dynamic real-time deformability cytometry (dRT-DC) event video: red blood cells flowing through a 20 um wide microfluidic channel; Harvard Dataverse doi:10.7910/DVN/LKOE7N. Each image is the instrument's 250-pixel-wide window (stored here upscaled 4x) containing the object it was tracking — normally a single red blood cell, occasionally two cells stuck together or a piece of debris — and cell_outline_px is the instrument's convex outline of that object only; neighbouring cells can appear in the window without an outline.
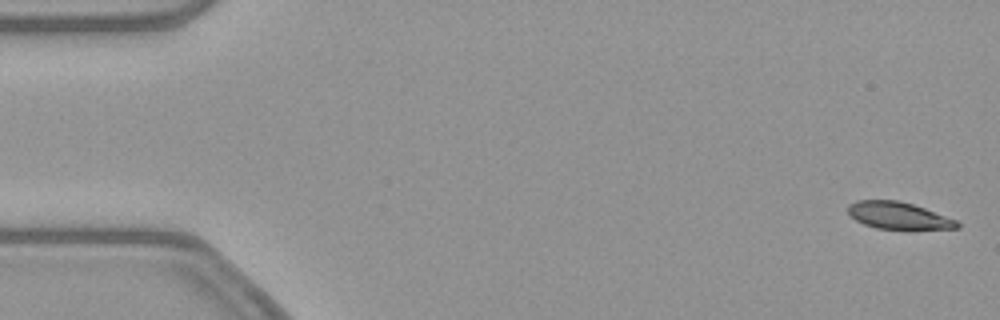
{"species": "common noctule bat (a hibernating species)", "species_latin": "Nyctalus noctula", "temperature_condition": "warm", "stored_images_in_passage": 55, "segment_of_instrument_passage": [1, 2], "camera_frame_rate_fps": 3000, "um_per_image_px": 0.085, "animal": {"sex": "female", "body_mass_g": 21.9}, "frame": {"image": 1, "passage_image": 2, "time_ms": 0.333, "image_size_px": [1000, 320], "cell_outline_px": [[960, 228], [876, 228], [864, 224], [856, 220], [848, 212], [848, 204], [856, 200], [896, 200], [912, 204], [924, 208], [956, 220], [960, 224]], "centroid_in_image_um": [76.32, 18.3], "position_along_channel_um": 8.7, "area_um2": 16.7}}
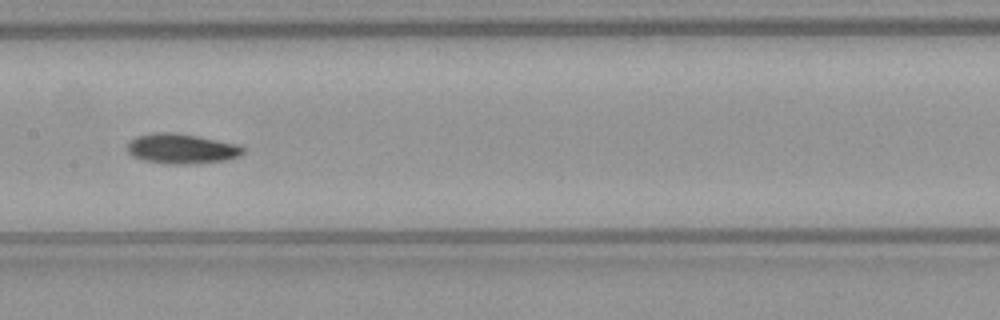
{"frame": {"image": 2, "passage_image": 27, "time_ms": 8.667, "image_size_px": [1000, 320], "cell_outline_px": [[244, 152], [240, 156], [228, 160], [196, 164], [164, 164], [144, 160], [132, 156], [128, 152], [128, 144], [136, 136], [156, 132], [172, 132], [196, 136], [236, 144], [244, 148]], "centroid_in_image_um": [15.44, 12.66], "position_along_channel_um": 192.0, "area_um2": 20.23}}
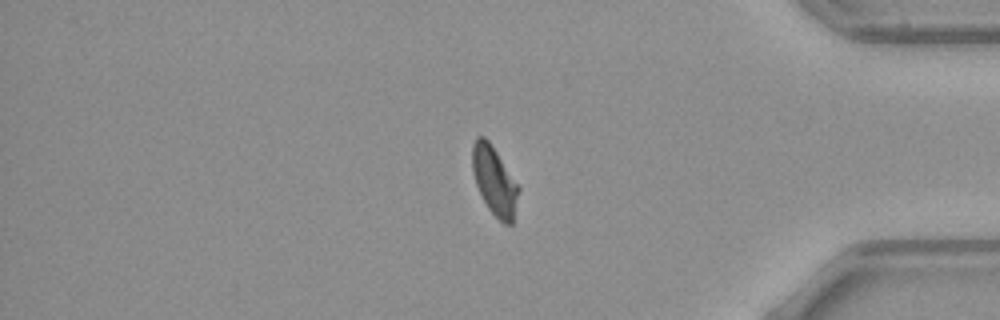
{"frame": {"image": 3, "passage_image": 45, "time_ms": 14.667, "image_size_px": [1000, 320], "cell_outline_px": [[520, 188], [512, 224], [504, 224], [488, 208], [476, 184], [472, 172], [472, 144], [476, 136], [484, 136], [488, 140]], "centroid_in_image_um": [42.01, 15.35], "position_along_channel_um": 393.2, "area_um2": 18.15}}